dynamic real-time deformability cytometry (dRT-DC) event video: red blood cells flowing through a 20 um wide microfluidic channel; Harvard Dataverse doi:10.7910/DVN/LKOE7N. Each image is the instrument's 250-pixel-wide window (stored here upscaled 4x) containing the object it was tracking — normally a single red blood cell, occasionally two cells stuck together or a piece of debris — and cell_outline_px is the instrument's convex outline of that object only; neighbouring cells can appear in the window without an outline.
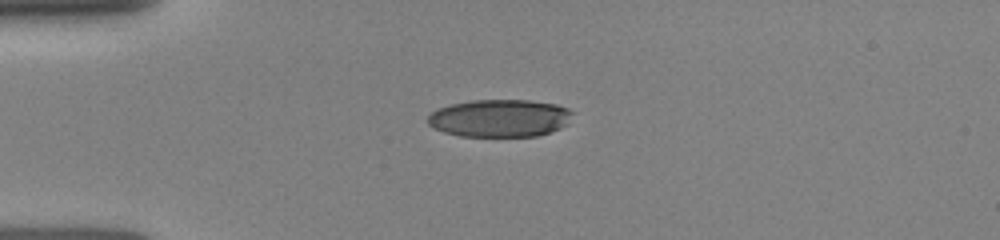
{"species": "human", "species_latin": "Homo sapiens", "temperature_condition": "room temperature", "stored_images_in_passage": 3, "camera_frame_rate_fps": 3000, "um_per_image_px": 0.085, "donor": {"sex": "female"}, "frame": {"image": 1, "passage_image": 1, "time_ms": 0.0, "image_size_px": [1000, 240], "cell_outline_px": [[572, 112], [568, 124], [560, 128], [536, 136], [460, 136], [444, 132], [428, 124], [424, 120], [436, 108], [448, 104], [472, 100], [528, 100], [556, 104], [568, 108]], "centroid_in_image_um": [42.43, 10.03], "position_along_channel_um": 42.6, "area_um2": 31.85}}
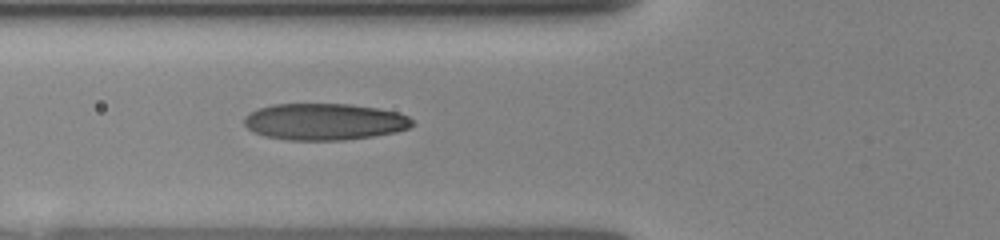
{"frame": {"image": 2, "passage_image": 3, "time_ms": 2.0, "image_size_px": [1000, 240], "cell_outline_px": [[412, 124], [408, 128], [396, 132], [372, 136], [344, 140], [288, 140], [264, 136], [248, 128], [244, 124], [244, 116], [260, 108], [272, 104], [348, 104], [376, 108], [396, 112], [408, 116], [412, 120]], "centroid_in_image_um": [27.56, 10.35], "position_along_channel_um": 98.2, "area_um2": 35.66}}